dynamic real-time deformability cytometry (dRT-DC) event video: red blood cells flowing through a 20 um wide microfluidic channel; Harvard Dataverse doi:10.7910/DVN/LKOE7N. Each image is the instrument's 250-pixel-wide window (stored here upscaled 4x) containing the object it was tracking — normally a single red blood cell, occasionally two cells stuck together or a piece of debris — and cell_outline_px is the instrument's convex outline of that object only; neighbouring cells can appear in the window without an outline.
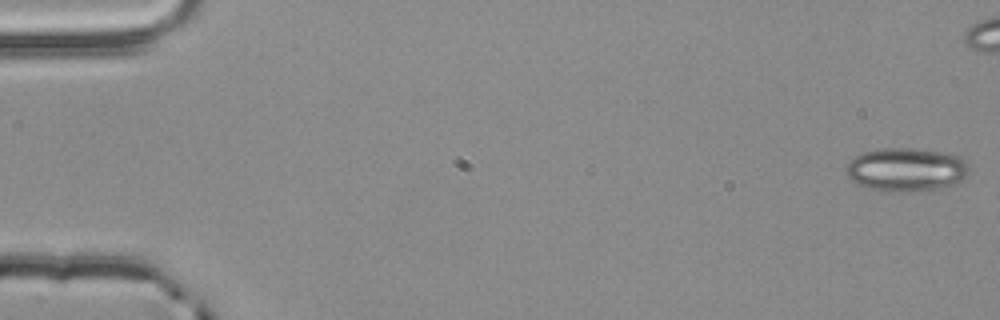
{"species": "common noctule bat (a hibernating species)", "species_latin": "Nyctalus noctula", "temperature_condition": "room temperature", "stored_images_in_passage": 45, "camera_frame_rate_fps": 3000, "um_per_image_px": 0.085, "animal": {"sex": "male", "body_mass_g": 20.4}, "frame": {"image": 1, "passage_image": 1, "time_ms": 0.0, "image_size_px": [1000, 320], "cell_outline_px": [[968, 172], [956, 184], [940, 188], [904, 192], [868, 188], [852, 180], [844, 172], [848, 164], [856, 156], [864, 152], [884, 148], [912, 148], [936, 152], [956, 156], [964, 160], [968, 164]], "centroid_in_image_um": [77.01, 14.42], "position_along_channel_um": 8.0, "area_um2": 30.52}}
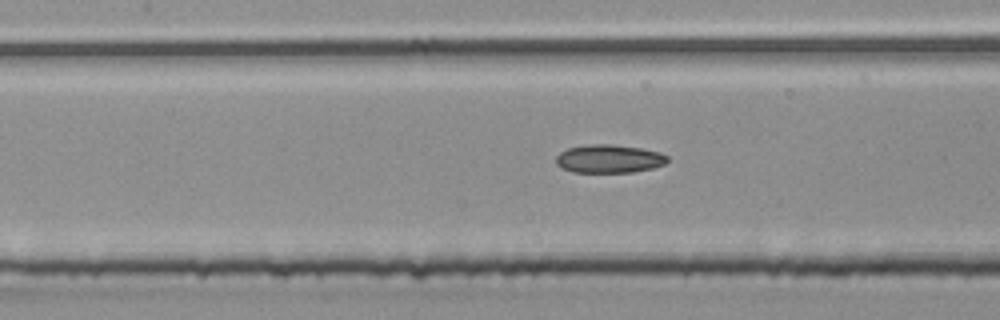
{"frame": {"image": 2, "passage_image": 25, "time_ms": 8.0, "image_size_px": [1000, 320], "cell_outline_px": [[668, 160], [664, 164], [652, 168], [632, 172], [572, 172], [560, 168], [556, 164], [556, 156], [560, 152], [568, 148], [588, 144], [612, 144], [640, 148], [660, 152], [668, 156]], "centroid_in_image_um": [51.74, 13.49], "position_along_channel_um": 155.7, "area_um2": 18.44}}
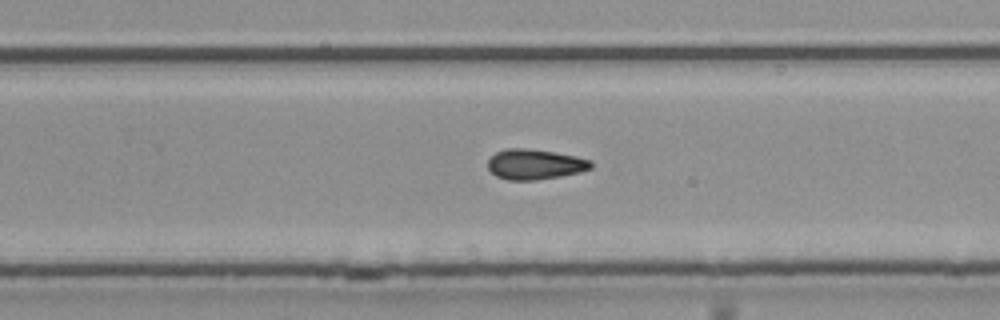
{"frame": {"image": 3, "passage_image": 35, "time_ms": 11.333, "image_size_px": [1000, 320], "cell_outline_px": [[592, 168], [580, 172], [560, 176], [536, 180], [508, 180], [496, 176], [488, 168], [488, 160], [496, 152], [508, 148], [528, 148], [576, 156], [592, 160]], "centroid_in_image_um": [45.47, 13.97], "position_along_channel_um": 284.3, "area_um2": 18.15}}